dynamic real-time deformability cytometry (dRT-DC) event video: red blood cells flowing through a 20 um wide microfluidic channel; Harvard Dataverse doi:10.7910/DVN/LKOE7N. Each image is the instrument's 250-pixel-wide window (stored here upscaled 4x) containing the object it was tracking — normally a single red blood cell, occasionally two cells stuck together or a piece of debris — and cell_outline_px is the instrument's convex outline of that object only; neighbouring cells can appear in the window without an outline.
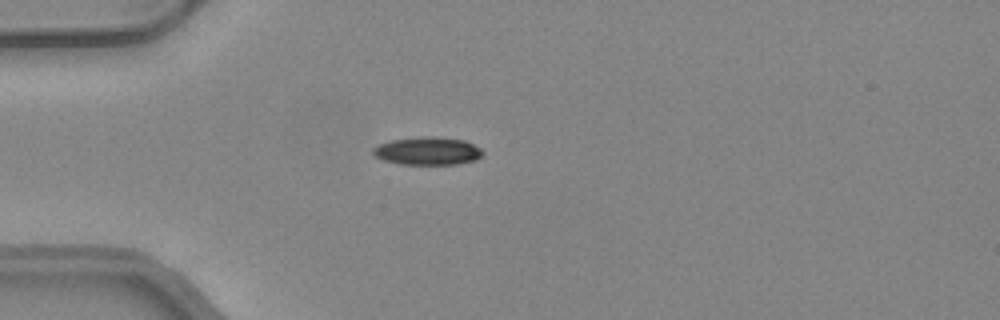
{"species": "common noctule bat (a hibernating species)", "species_latin": "Nyctalus noctula", "temperature_condition": "warm", "stored_images_in_passage": 33, "camera_frame_rate_fps": 3000, "um_per_image_px": 0.085, "animal": {"sex": "female", "body_mass_g": 24.6, "forearm_length_mm": 56.2}, "frame": {"image": 1, "passage_image": 1, "time_ms": 0.0, "image_size_px": [1000, 320], "cell_outline_px": [[484, 152], [476, 160], [456, 164], [400, 164], [384, 160], [376, 156], [372, 152], [372, 148], [380, 144], [392, 140], [424, 136], [436, 136], [464, 140], [480, 148]], "centroid_in_image_um": [36.35, 12.83], "position_along_channel_um": 48.6, "area_um2": 17.74}}
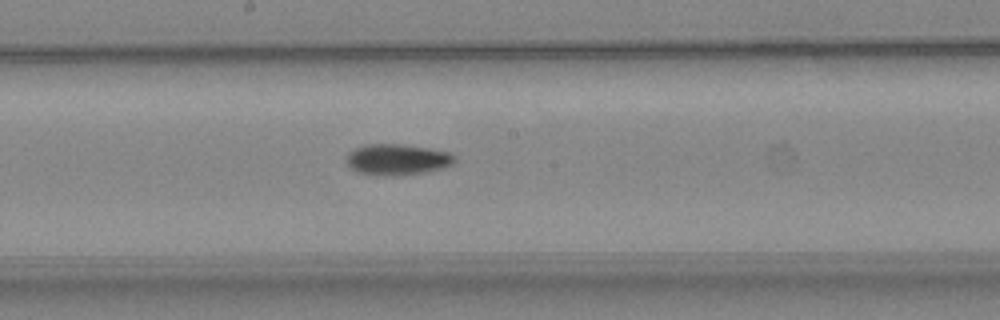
{"frame": {"image": 2, "passage_image": 14, "time_ms": 4.333, "image_size_px": [1000, 320], "cell_outline_px": [[456, 160], [452, 164], [444, 168], [428, 172], [396, 176], [376, 176], [360, 172], [352, 168], [348, 164], [348, 152], [364, 144], [400, 144], [428, 148], [448, 152], [456, 156]], "centroid_in_image_um": [33.8, 13.57], "position_along_channel_um": 214.4, "area_um2": 19.65}}
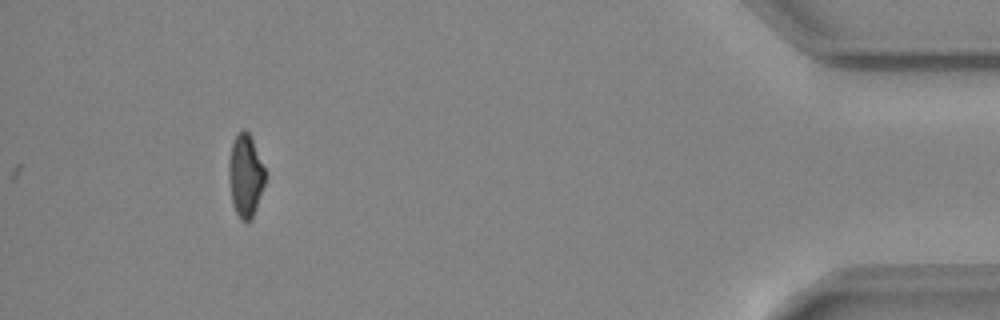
{"frame": {"image": 3, "passage_image": 33, "time_ms": 10.667, "image_size_px": [1000, 320], "cell_outline_px": [[264, 184], [252, 220], [240, 220], [232, 204], [228, 180], [228, 164], [232, 144], [236, 136], [244, 128], [248, 132], [252, 140], [264, 168]], "centroid_in_image_um": [20.83, 14.96], "position_along_channel_um": 414.4, "area_um2": 17.22}, "authors_computed_cell_mechanics": {"area_um2": 18.9006, "velocity_mm_per_s": 4.182, "shape_relaxation_time_tau1_ms": 10.8973, "shape_relaxation_time_tau2_ms": null, "deformation_change_tau1": 0.2555, "deformation_change_tau2": null}}